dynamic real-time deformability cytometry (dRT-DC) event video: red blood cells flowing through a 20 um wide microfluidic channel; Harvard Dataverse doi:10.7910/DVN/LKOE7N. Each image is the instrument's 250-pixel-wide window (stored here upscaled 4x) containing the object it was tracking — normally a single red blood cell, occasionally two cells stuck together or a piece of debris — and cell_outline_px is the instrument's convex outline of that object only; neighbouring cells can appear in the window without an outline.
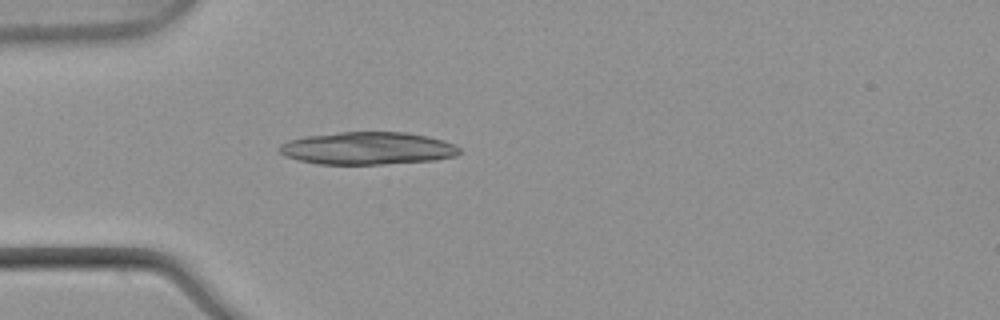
{"species": "common noctule bat (a hibernating species)", "species_latin": "Nyctalus noctula", "temperature_condition": "warm", "stored_images_in_passage": 3, "camera_frame_rate_fps": 3000, "um_per_image_px": 0.085, "animal": {"sex": "male", "body_mass_g": 21.5, "forearm_length_mm": 52.0}, "frame": {"image": 1, "passage_image": 3, "time_ms": 0.667, "image_size_px": [1000, 320], "cell_outline_px": [[460, 152], [456, 156], [432, 160], [380, 164], [320, 164], [300, 160], [284, 156], [276, 148], [280, 144], [288, 140], [304, 136], [340, 132], [408, 132], [428, 136], [444, 140], [460, 148]], "centroid_in_image_um": [31.21, 12.59], "position_along_channel_um": 53.8, "area_um2": 34.22}}